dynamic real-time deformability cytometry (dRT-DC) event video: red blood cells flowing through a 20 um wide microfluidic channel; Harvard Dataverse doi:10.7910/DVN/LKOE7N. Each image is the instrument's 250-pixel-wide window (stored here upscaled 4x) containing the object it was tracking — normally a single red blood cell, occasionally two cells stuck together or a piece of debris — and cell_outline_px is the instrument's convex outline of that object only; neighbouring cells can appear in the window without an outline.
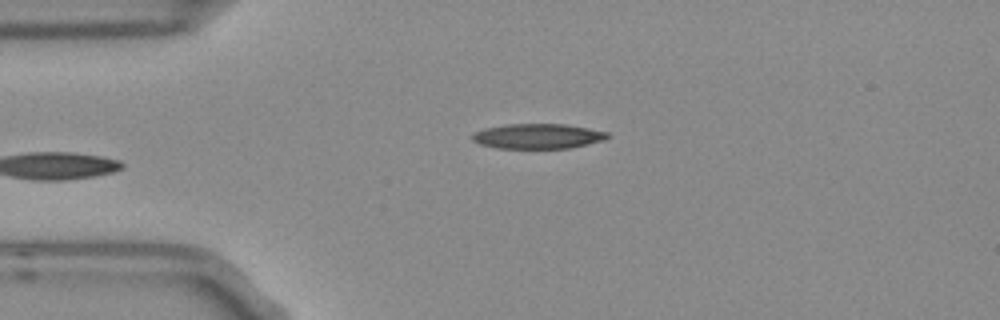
{"species": "Egyptian fruit bat (a non-hibernating species)", "species_latin": "Rousettus aegyptiacus", "temperature_condition": "room temperature", "stored_images_in_passage": 4, "camera_frame_rate_fps": 3000, "um_per_image_px": 0.085, "frame": {"image": 1, "passage_image": 4, "time_ms": 1.0, "image_size_px": [1000, 320], "cell_outline_px": [[608, 136], [604, 140], [568, 148], [496, 148], [480, 144], [472, 140], [472, 132], [484, 128], [504, 124], [564, 124], [588, 128], [608, 132]], "centroid_in_image_um": [45.66, 11.57], "position_along_channel_um": 39.3, "area_um2": 19.65}}